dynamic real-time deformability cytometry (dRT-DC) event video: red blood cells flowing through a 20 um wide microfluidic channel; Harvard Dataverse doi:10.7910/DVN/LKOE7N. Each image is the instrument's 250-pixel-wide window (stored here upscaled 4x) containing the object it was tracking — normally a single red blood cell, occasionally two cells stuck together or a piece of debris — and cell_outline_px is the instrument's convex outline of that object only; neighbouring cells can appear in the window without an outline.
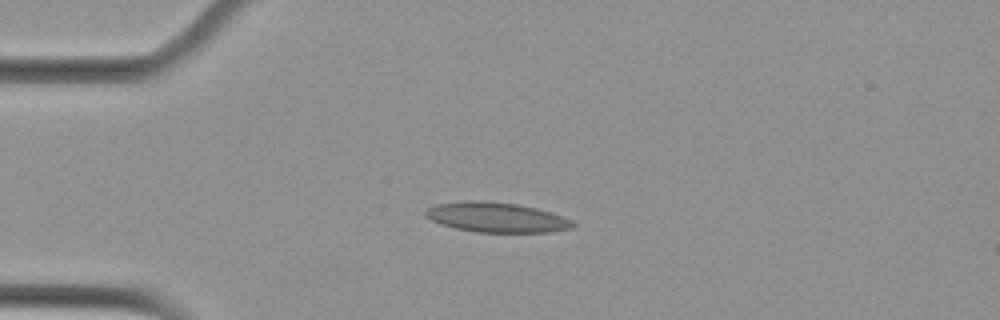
{"species": "Egyptian fruit bat (a non-hibernating species)", "species_latin": "Rousettus aegyptiacus", "temperature_condition": "cold", "stored_images_in_passage": 4, "camera_frame_rate_fps": 3000, "um_per_image_px": 0.085, "animal": {"sex": "female"}, "frame": {"image": 1, "passage_image": 3, "time_ms": 0.667, "image_size_px": [1000, 320], "cell_outline_px": [[576, 224], [572, 228], [552, 232], [476, 232], [456, 228], [440, 224], [424, 216], [424, 212], [428, 208], [436, 204], [468, 200], [484, 200], [516, 204], [536, 208], [572, 220]], "centroid_in_image_um": [42.17, 18.47], "position_along_channel_um": 42.8, "area_um2": 25.61}}